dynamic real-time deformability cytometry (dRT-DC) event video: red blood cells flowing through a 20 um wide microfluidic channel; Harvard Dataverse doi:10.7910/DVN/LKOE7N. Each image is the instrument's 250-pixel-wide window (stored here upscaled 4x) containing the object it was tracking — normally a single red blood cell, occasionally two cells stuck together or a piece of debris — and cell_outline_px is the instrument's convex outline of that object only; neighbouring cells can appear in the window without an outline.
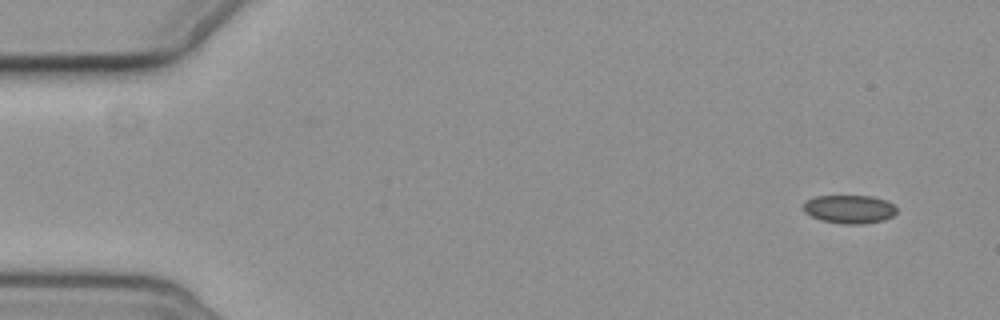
{"species": "common noctule bat (a hibernating species)", "species_latin": "Nyctalus noctula", "temperature_condition": "cold", "stored_images_in_passage": 4, "camera_frame_rate_fps": 3000, "um_per_image_px": 0.085, "animal": {"sex": "female", "body_mass_g": 19.3, "forearm_length_mm": 54.1}, "frame": {"image": 1, "passage_image": 1, "time_ms": 0.0, "image_size_px": [1000, 320], "cell_outline_px": [[896, 212], [892, 216], [884, 220], [864, 224], [844, 224], [820, 220], [804, 212], [804, 204], [808, 200], [816, 196], [872, 196], [888, 200], [896, 208]], "centroid_in_image_um": [72.22, 17.78], "position_along_channel_um": 12.8, "area_um2": 15.43}}
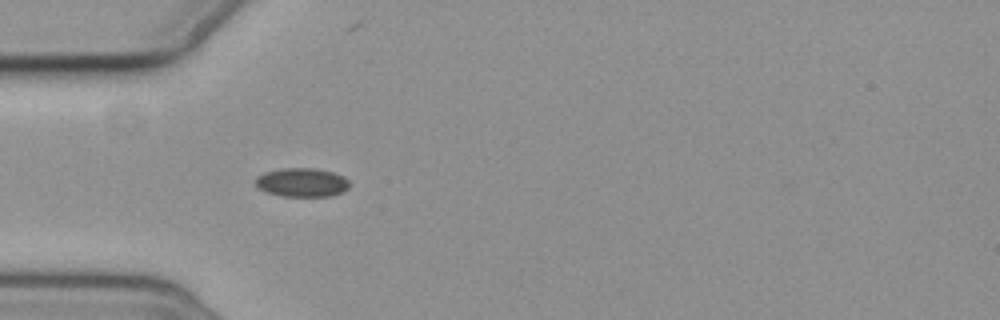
{"frame": {"image": 2, "passage_image": 4, "time_ms": 4.667, "image_size_px": [1000, 320], "cell_outline_px": [[348, 188], [344, 192], [332, 196], [280, 196], [264, 192], [256, 188], [256, 176], [264, 172], [280, 168], [312, 168], [332, 172], [344, 176], [348, 180]], "centroid_in_image_um": [25.63, 15.51], "position_along_channel_um": 59.4, "area_um2": 16.01}}